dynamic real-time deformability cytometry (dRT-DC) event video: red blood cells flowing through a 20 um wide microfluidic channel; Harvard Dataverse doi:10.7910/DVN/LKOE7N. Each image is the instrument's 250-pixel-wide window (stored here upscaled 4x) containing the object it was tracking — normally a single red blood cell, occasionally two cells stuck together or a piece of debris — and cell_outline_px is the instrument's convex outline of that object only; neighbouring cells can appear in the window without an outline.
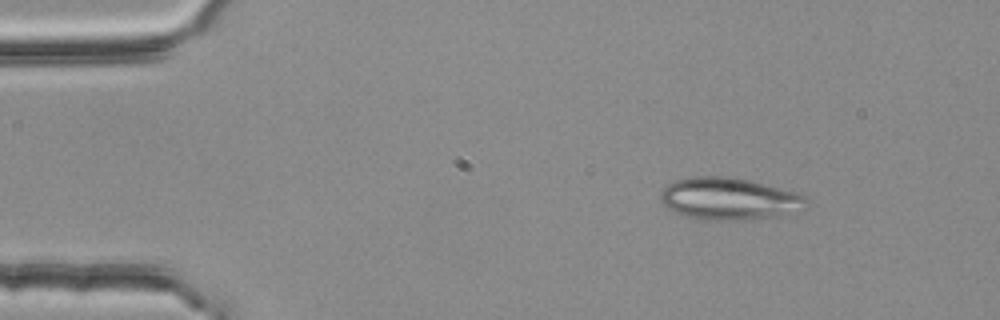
{"species": "common noctule bat (a hibernating species)", "species_latin": "Nyctalus noctula", "temperature_condition": "room temperature", "stored_images_in_passage": 2, "camera_frame_rate_fps": 3000, "um_per_image_px": 0.085, "animal": {"sex": "female", "body_mass_g": 25.1}, "frame": {"image": 1, "passage_image": 1, "time_ms": 0.0, "image_size_px": [1000, 320], "cell_outline_px": [[804, 200], [800, 212], [780, 216], [732, 220], [712, 220], [684, 216], [668, 208], [660, 200], [660, 192], [668, 184], [676, 180], [692, 176], [732, 176], [752, 180], [796, 192], [804, 196]], "centroid_in_image_um": [61.95, 16.88], "position_along_channel_um": 23.0, "area_um2": 35.78}}